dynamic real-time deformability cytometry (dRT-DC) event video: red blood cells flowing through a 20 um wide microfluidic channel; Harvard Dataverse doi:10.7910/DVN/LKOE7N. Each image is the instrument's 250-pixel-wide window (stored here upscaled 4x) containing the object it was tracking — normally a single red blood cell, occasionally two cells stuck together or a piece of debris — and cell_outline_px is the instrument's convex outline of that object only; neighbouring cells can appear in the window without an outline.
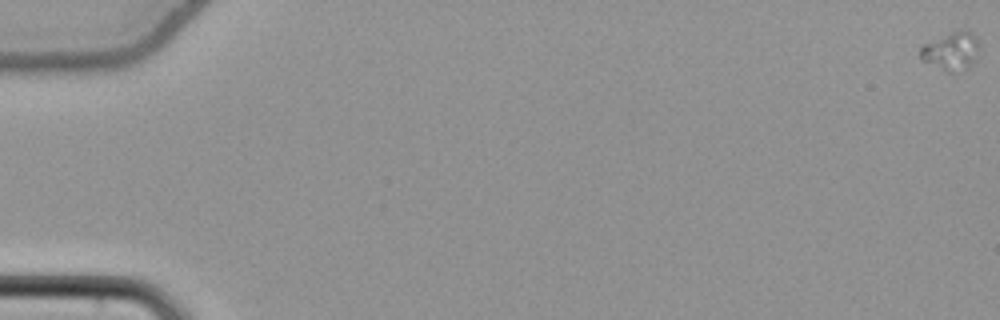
{"species": "common noctule bat (a hibernating species)", "species_latin": "Nyctalus noctula", "temperature_condition": "cold", "stored_images_in_passage": 16, "camera_frame_rate_fps": 3000, "um_per_image_px": 0.085, "animal": {"sex": "female", "body_mass_g": 22.7, "forearm_length_mm": 54.2}, "frame": {"image": 1, "passage_image": 1, "time_ms": 0.0, "image_size_px": [1000, 320], "cell_outline_px": [[980, 48], [972, 60], [964, 68], [952, 72], [948, 72], [920, 60], [920, 48], [924, 44], [952, 32], [968, 32], [980, 44]], "centroid_in_image_um": [80.79, 4.36], "position_along_channel_um": 4.2, "area_um2": 12.31}}
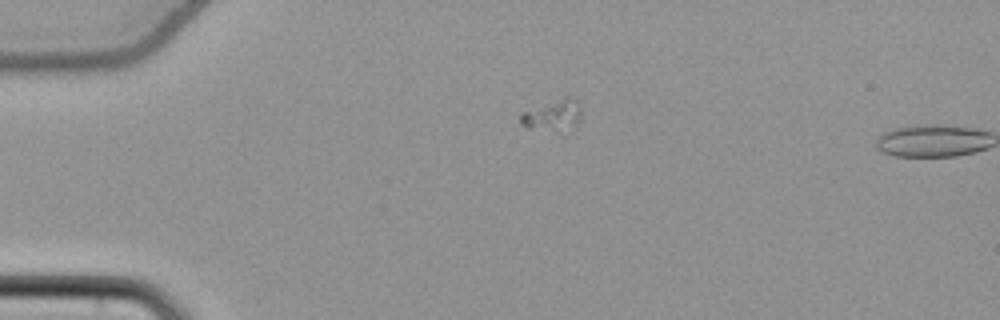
{"frame": {"image": 2, "passage_image": 15, "time_ms": 4.667, "image_size_px": [1000, 320], "cell_outline_px": [[580, 120], [564, 136], [528, 128], [520, 124], [520, 116], [524, 112], [564, 96], [572, 96], [576, 100], [580, 108]], "centroid_in_image_um": [47.03, 9.89], "position_along_channel_um": 38.0, "area_um2": 11.68}}